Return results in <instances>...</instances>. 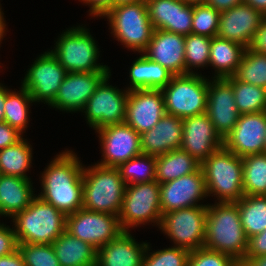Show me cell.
<instances>
[{
  "instance_id": "13",
  "label": "cell",
  "mask_w": 266,
  "mask_h": 266,
  "mask_svg": "<svg viewBox=\"0 0 266 266\" xmlns=\"http://www.w3.org/2000/svg\"><path fill=\"white\" fill-rule=\"evenodd\" d=\"M68 72L51 51L36 58L24 77L22 86L30 93L34 102L50 105Z\"/></svg>"
},
{
  "instance_id": "9",
  "label": "cell",
  "mask_w": 266,
  "mask_h": 266,
  "mask_svg": "<svg viewBox=\"0 0 266 266\" xmlns=\"http://www.w3.org/2000/svg\"><path fill=\"white\" fill-rule=\"evenodd\" d=\"M118 217L124 231L149 222H156L160 226L162 219L160 184L154 180L127 185Z\"/></svg>"
},
{
  "instance_id": "8",
  "label": "cell",
  "mask_w": 266,
  "mask_h": 266,
  "mask_svg": "<svg viewBox=\"0 0 266 266\" xmlns=\"http://www.w3.org/2000/svg\"><path fill=\"white\" fill-rule=\"evenodd\" d=\"M201 73L174 75L161 89L167 114L186 119L206 113L208 79Z\"/></svg>"
},
{
  "instance_id": "34",
  "label": "cell",
  "mask_w": 266,
  "mask_h": 266,
  "mask_svg": "<svg viewBox=\"0 0 266 266\" xmlns=\"http://www.w3.org/2000/svg\"><path fill=\"white\" fill-rule=\"evenodd\" d=\"M29 103H34L30 93L21 85V89L10 91L4 104V122L16 128L22 134L28 127Z\"/></svg>"
},
{
  "instance_id": "56",
  "label": "cell",
  "mask_w": 266,
  "mask_h": 266,
  "mask_svg": "<svg viewBox=\"0 0 266 266\" xmlns=\"http://www.w3.org/2000/svg\"><path fill=\"white\" fill-rule=\"evenodd\" d=\"M234 266H252V265L249 262L242 260V261H236Z\"/></svg>"
},
{
  "instance_id": "4",
  "label": "cell",
  "mask_w": 266,
  "mask_h": 266,
  "mask_svg": "<svg viewBox=\"0 0 266 266\" xmlns=\"http://www.w3.org/2000/svg\"><path fill=\"white\" fill-rule=\"evenodd\" d=\"M12 219L18 243L52 244L66 230V215L38 196Z\"/></svg>"
},
{
  "instance_id": "24",
  "label": "cell",
  "mask_w": 266,
  "mask_h": 266,
  "mask_svg": "<svg viewBox=\"0 0 266 266\" xmlns=\"http://www.w3.org/2000/svg\"><path fill=\"white\" fill-rule=\"evenodd\" d=\"M182 131L183 120L165 113L152 129L140 134L142 153L157 157L179 149Z\"/></svg>"
},
{
  "instance_id": "42",
  "label": "cell",
  "mask_w": 266,
  "mask_h": 266,
  "mask_svg": "<svg viewBox=\"0 0 266 266\" xmlns=\"http://www.w3.org/2000/svg\"><path fill=\"white\" fill-rule=\"evenodd\" d=\"M235 262L229 255L203 247L190 252L188 266H234Z\"/></svg>"
},
{
  "instance_id": "1",
  "label": "cell",
  "mask_w": 266,
  "mask_h": 266,
  "mask_svg": "<svg viewBox=\"0 0 266 266\" xmlns=\"http://www.w3.org/2000/svg\"><path fill=\"white\" fill-rule=\"evenodd\" d=\"M72 150H65L49 163L41 176L37 195L66 216L82 208L83 167Z\"/></svg>"
},
{
  "instance_id": "30",
  "label": "cell",
  "mask_w": 266,
  "mask_h": 266,
  "mask_svg": "<svg viewBox=\"0 0 266 266\" xmlns=\"http://www.w3.org/2000/svg\"><path fill=\"white\" fill-rule=\"evenodd\" d=\"M201 167L189 153L181 148L156 157V181L159 184L196 172Z\"/></svg>"
},
{
  "instance_id": "12",
  "label": "cell",
  "mask_w": 266,
  "mask_h": 266,
  "mask_svg": "<svg viewBox=\"0 0 266 266\" xmlns=\"http://www.w3.org/2000/svg\"><path fill=\"white\" fill-rule=\"evenodd\" d=\"M66 231L98 250L124 230L117 215L80 208L66 216Z\"/></svg>"
},
{
  "instance_id": "26",
  "label": "cell",
  "mask_w": 266,
  "mask_h": 266,
  "mask_svg": "<svg viewBox=\"0 0 266 266\" xmlns=\"http://www.w3.org/2000/svg\"><path fill=\"white\" fill-rule=\"evenodd\" d=\"M31 179L0 175V215L13 218L36 197Z\"/></svg>"
},
{
  "instance_id": "36",
  "label": "cell",
  "mask_w": 266,
  "mask_h": 266,
  "mask_svg": "<svg viewBox=\"0 0 266 266\" xmlns=\"http://www.w3.org/2000/svg\"><path fill=\"white\" fill-rule=\"evenodd\" d=\"M234 77L266 89V54L246 48Z\"/></svg>"
},
{
  "instance_id": "51",
  "label": "cell",
  "mask_w": 266,
  "mask_h": 266,
  "mask_svg": "<svg viewBox=\"0 0 266 266\" xmlns=\"http://www.w3.org/2000/svg\"><path fill=\"white\" fill-rule=\"evenodd\" d=\"M244 2L261 11L266 16V0H244Z\"/></svg>"
},
{
  "instance_id": "21",
  "label": "cell",
  "mask_w": 266,
  "mask_h": 266,
  "mask_svg": "<svg viewBox=\"0 0 266 266\" xmlns=\"http://www.w3.org/2000/svg\"><path fill=\"white\" fill-rule=\"evenodd\" d=\"M182 132L180 148L200 163L223 147V139L206 113L183 119Z\"/></svg>"
},
{
  "instance_id": "7",
  "label": "cell",
  "mask_w": 266,
  "mask_h": 266,
  "mask_svg": "<svg viewBox=\"0 0 266 266\" xmlns=\"http://www.w3.org/2000/svg\"><path fill=\"white\" fill-rule=\"evenodd\" d=\"M104 17H107L111 33L121 45L134 52L145 51L155 30L145 1L115 6Z\"/></svg>"
},
{
  "instance_id": "33",
  "label": "cell",
  "mask_w": 266,
  "mask_h": 266,
  "mask_svg": "<svg viewBox=\"0 0 266 266\" xmlns=\"http://www.w3.org/2000/svg\"><path fill=\"white\" fill-rule=\"evenodd\" d=\"M233 87L237 111L240 115L266 111V89L237 80L226 78Z\"/></svg>"
},
{
  "instance_id": "39",
  "label": "cell",
  "mask_w": 266,
  "mask_h": 266,
  "mask_svg": "<svg viewBox=\"0 0 266 266\" xmlns=\"http://www.w3.org/2000/svg\"><path fill=\"white\" fill-rule=\"evenodd\" d=\"M220 13L207 4H194L192 33L210 38L217 36Z\"/></svg>"
},
{
  "instance_id": "54",
  "label": "cell",
  "mask_w": 266,
  "mask_h": 266,
  "mask_svg": "<svg viewBox=\"0 0 266 266\" xmlns=\"http://www.w3.org/2000/svg\"><path fill=\"white\" fill-rule=\"evenodd\" d=\"M140 1H145V0H113V7L121 4L136 3Z\"/></svg>"
},
{
  "instance_id": "6",
  "label": "cell",
  "mask_w": 266,
  "mask_h": 266,
  "mask_svg": "<svg viewBox=\"0 0 266 266\" xmlns=\"http://www.w3.org/2000/svg\"><path fill=\"white\" fill-rule=\"evenodd\" d=\"M84 27H71L63 32L51 52L68 73L111 71L97 63L99 48L89 29Z\"/></svg>"
},
{
  "instance_id": "40",
  "label": "cell",
  "mask_w": 266,
  "mask_h": 266,
  "mask_svg": "<svg viewBox=\"0 0 266 266\" xmlns=\"http://www.w3.org/2000/svg\"><path fill=\"white\" fill-rule=\"evenodd\" d=\"M150 251V245H147L142 266H188L190 252L179 247H169L158 251Z\"/></svg>"
},
{
  "instance_id": "15",
  "label": "cell",
  "mask_w": 266,
  "mask_h": 266,
  "mask_svg": "<svg viewBox=\"0 0 266 266\" xmlns=\"http://www.w3.org/2000/svg\"><path fill=\"white\" fill-rule=\"evenodd\" d=\"M207 196L205 177L201 167L194 173L160 184L162 214L193 206H203L197 203Z\"/></svg>"
},
{
  "instance_id": "2",
  "label": "cell",
  "mask_w": 266,
  "mask_h": 266,
  "mask_svg": "<svg viewBox=\"0 0 266 266\" xmlns=\"http://www.w3.org/2000/svg\"><path fill=\"white\" fill-rule=\"evenodd\" d=\"M247 246L248 238L241 224L238 205L235 202L208 204L204 248L242 261Z\"/></svg>"
},
{
  "instance_id": "11",
  "label": "cell",
  "mask_w": 266,
  "mask_h": 266,
  "mask_svg": "<svg viewBox=\"0 0 266 266\" xmlns=\"http://www.w3.org/2000/svg\"><path fill=\"white\" fill-rule=\"evenodd\" d=\"M110 77L111 74L101 81L82 110L88 125L94 130L125 121L129 91L110 85Z\"/></svg>"
},
{
  "instance_id": "45",
  "label": "cell",
  "mask_w": 266,
  "mask_h": 266,
  "mask_svg": "<svg viewBox=\"0 0 266 266\" xmlns=\"http://www.w3.org/2000/svg\"><path fill=\"white\" fill-rule=\"evenodd\" d=\"M23 138V134L8 123H0V150L16 144Z\"/></svg>"
},
{
  "instance_id": "17",
  "label": "cell",
  "mask_w": 266,
  "mask_h": 266,
  "mask_svg": "<svg viewBox=\"0 0 266 266\" xmlns=\"http://www.w3.org/2000/svg\"><path fill=\"white\" fill-rule=\"evenodd\" d=\"M110 71L67 73L51 107L66 112L82 111L90 96Z\"/></svg>"
},
{
  "instance_id": "20",
  "label": "cell",
  "mask_w": 266,
  "mask_h": 266,
  "mask_svg": "<svg viewBox=\"0 0 266 266\" xmlns=\"http://www.w3.org/2000/svg\"><path fill=\"white\" fill-rule=\"evenodd\" d=\"M165 113L161 90L138 89L129 91L124 122L139 134L152 129Z\"/></svg>"
},
{
  "instance_id": "10",
  "label": "cell",
  "mask_w": 266,
  "mask_h": 266,
  "mask_svg": "<svg viewBox=\"0 0 266 266\" xmlns=\"http://www.w3.org/2000/svg\"><path fill=\"white\" fill-rule=\"evenodd\" d=\"M207 205L193 206L162 214L160 228L176 247L189 252L203 248Z\"/></svg>"
},
{
  "instance_id": "18",
  "label": "cell",
  "mask_w": 266,
  "mask_h": 266,
  "mask_svg": "<svg viewBox=\"0 0 266 266\" xmlns=\"http://www.w3.org/2000/svg\"><path fill=\"white\" fill-rule=\"evenodd\" d=\"M265 15L246 2L220 13L217 36L249 48Z\"/></svg>"
},
{
  "instance_id": "53",
  "label": "cell",
  "mask_w": 266,
  "mask_h": 266,
  "mask_svg": "<svg viewBox=\"0 0 266 266\" xmlns=\"http://www.w3.org/2000/svg\"><path fill=\"white\" fill-rule=\"evenodd\" d=\"M249 263L252 266H266V256H262L259 258H254L251 261H249Z\"/></svg>"
},
{
  "instance_id": "28",
  "label": "cell",
  "mask_w": 266,
  "mask_h": 266,
  "mask_svg": "<svg viewBox=\"0 0 266 266\" xmlns=\"http://www.w3.org/2000/svg\"><path fill=\"white\" fill-rule=\"evenodd\" d=\"M245 47L218 36L211 38L209 63L215 70L213 78H228L235 75Z\"/></svg>"
},
{
  "instance_id": "23",
  "label": "cell",
  "mask_w": 266,
  "mask_h": 266,
  "mask_svg": "<svg viewBox=\"0 0 266 266\" xmlns=\"http://www.w3.org/2000/svg\"><path fill=\"white\" fill-rule=\"evenodd\" d=\"M185 36L165 30H154L143 54L174 75L185 74Z\"/></svg>"
},
{
  "instance_id": "44",
  "label": "cell",
  "mask_w": 266,
  "mask_h": 266,
  "mask_svg": "<svg viewBox=\"0 0 266 266\" xmlns=\"http://www.w3.org/2000/svg\"><path fill=\"white\" fill-rule=\"evenodd\" d=\"M18 249V242L14 227L0 223V257L13 253Z\"/></svg>"
},
{
  "instance_id": "31",
  "label": "cell",
  "mask_w": 266,
  "mask_h": 266,
  "mask_svg": "<svg viewBox=\"0 0 266 266\" xmlns=\"http://www.w3.org/2000/svg\"><path fill=\"white\" fill-rule=\"evenodd\" d=\"M235 203L247 238L266 229V195H244Z\"/></svg>"
},
{
  "instance_id": "22",
  "label": "cell",
  "mask_w": 266,
  "mask_h": 266,
  "mask_svg": "<svg viewBox=\"0 0 266 266\" xmlns=\"http://www.w3.org/2000/svg\"><path fill=\"white\" fill-rule=\"evenodd\" d=\"M148 16L155 30L179 35L192 33L193 5L184 0H147Z\"/></svg>"
},
{
  "instance_id": "38",
  "label": "cell",
  "mask_w": 266,
  "mask_h": 266,
  "mask_svg": "<svg viewBox=\"0 0 266 266\" xmlns=\"http://www.w3.org/2000/svg\"><path fill=\"white\" fill-rule=\"evenodd\" d=\"M211 38L190 33L185 36V74H196L192 68H203L209 63Z\"/></svg>"
},
{
  "instance_id": "37",
  "label": "cell",
  "mask_w": 266,
  "mask_h": 266,
  "mask_svg": "<svg viewBox=\"0 0 266 266\" xmlns=\"http://www.w3.org/2000/svg\"><path fill=\"white\" fill-rule=\"evenodd\" d=\"M155 169L156 157L143 153L131 158L118 167L120 176L126 186L156 180Z\"/></svg>"
},
{
  "instance_id": "35",
  "label": "cell",
  "mask_w": 266,
  "mask_h": 266,
  "mask_svg": "<svg viewBox=\"0 0 266 266\" xmlns=\"http://www.w3.org/2000/svg\"><path fill=\"white\" fill-rule=\"evenodd\" d=\"M242 160L244 195H266V153L248 155Z\"/></svg>"
},
{
  "instance_id": "46",
  "label": "cell",
  "mask_w": 266,
  "mask_h": 266,
  "mask_svg": "<svg viewBox=\"0 0 266 266\" xmlns=\"http://www.w3.org/2000/svg\"><path fill=\"white\" fill-rule=\"evenodd\" d=\"M90 6V14L94 17H104L112 8L113 0H79Z\"/></svg>"
},
{
  "instance_id": "16",
  "label": "cell",
  "mask_w": 266,
  "mask_h": 266,
  "mask_svg": "<svg viewBox=\"0 0 266 266\" xmlns=\"http://www.w3.org/2000/svg\"><path fill=\"white\" fill-rule=\"evenodd\" d=\"M266 137V111L242 114L223 139V146L240 157L263 153Z\"/></svg>"
},
{
  "instance_id": "55",
  "label": "cell",
  "mask_w": 266,
  "mask_h": 266,
  "mask_svg": "<svg viewBox=\"0 0 266 266\" xmlns=\"http://www.w3.org/2000/svg\"><path fill=\"white\" fill-rule=\"evenodd\" d=\"M188 4H206L207 0H184Z\"/></svg>"
},
{
  "instance_id": "5",
  "label": "cell",
  "mask_w": 266,
  "mask_h": 266,
  "mask_svg": "<svg viewBox=\"0 0 266 266\" xmlns=\"http://www.w3.org/2000/svg\"><path fill=\"white\" fill-rule=\"evenodd\" d=\"M208 196L218 202H238L243 196V160L224 146L201 163Z\"/></svg>"
},
{
  "instance_id": "49",
  "label": "cell",
  "mask_w": 266,
  "mask_h": 266,
  "mask_svg": "<svg viewBox=\"0 0 266 266\" xmlns=\"http://www.w3.org/2000/svg\"><path fill=\"white\" fill-rule=\"evenodd\" d=\"M244 2V0H207L206 4L222 12Z\"/></svg>"
},
{
  "instance_id": "3",
  "label": "cell",
  "mask_w": 266,
  "mask_h": 266,
  "mask_svg": "<svg viewBox=\"0 0 266 266\" xmlns=\"http://www.w3.org/2000/svg\"><path fill=\"white\" fill-rule=\"evenodd\" d=\"M91 166L83 168L82 208L118 216L126 188L118 168Z\"/></svg>"
},
{
  "instance_id": "27",
  "label": "cell",
  "mask_w": 266,
  "mask_h": 266,
  "mask_svg": "<svg viewBox=\"0 0 266 266\" xmlns=\"http://www.w3.org/2000/svg\"><path fill=\"white\" fill-rule=\"evenodd\" d=\"M60 266H96L97 249L66 230L52 243Z\"/></svg>"
},
{
  "instance_id": "25",
  "label": "cell",
  "mask_w": 266,
  "mask_h": 266,
  "mask_svg": "<svg viewBox=\"0 0 266 266\" xmlns=\"http://www.w3.org/2000/svg\"><path fill=\"white\" fill-rule=\"evenodd\" d=\"M148 243H137L130 230L97 250L96 266H142Z\"/></svg>"
},
{
  "instance_id": "47",
  "label": "cell",
  "mask_w": 266,
  "mask_h": 266,
  "mask_svg": "<svg viewBox=\"0 0 266 266\" xmlns=\"http://www.w3.org/2000/svg\"><path fill=\"white\" fill-rule=\"evenodd\" d=\"M249 48L254 52L266 54V16L264 17L259 29L256 31Z\"/></svg>"
},
{
  "instance_id": "32",
  "label": "cell",
  "mask_w": 266,
  "mask_h": 266,
  "mask_svg": "<svg viewBox=\"0 0 266 266\" xmlns=\"http://www.w3.org/2000/svg\"><path fill=\"white\" fill-rule=\"evenodd\" d=\"M32 147L22 138L16 144L0 150V174L28 178L26 172L31 168Z\"/></svg>"
},
{
  "instance_id": "41",
  "label": "cell",
  "mask_w": 266,
  "mask_h": 266,
  "mask_svg": "<svg viewBox=\"0 0 266 266\" xmlns=\"http://www.w3.org/2000/svg\"><path fill=\"white\" fill-rule=\"evenodd\" d=\"M25 266H60L52 244L18 243Z\"/></svg>"
},
{
  "instance_id": "52",
  "label": "cell",
  "mask_w": 266,
  "mask_h": 266,
  "mask_svg": "<svg viewBox=\"0 0 266 266\" xmlns=\"http://www.w3.org/2000/svg\"><path fill=\"white\" fill-rule=\"evenodd\" d=\"M6 24H5V20L3 17V12H2V8L0 6V42L3 39V36H5L4 34H6ZM1 44V43H0Z\"/></svg>"
},
{
  "instance_id": "19",
  "label": "cell",
  "mask_w": 266,
  "mask_h": 266,
  "mask_svg": "<svg viewBox=\"0 0 266 266\" xmlns=\"http://www.w3.org/2000/svg\"><path fill=\"white\" fill-rule=\"evenodd\" d=\"M212 79H208L206 114L224 139L235 127L240 114L236 108L232 84L226 78Z\"/></svg>"
},
{
  "instance_id": "57",
  "label": "cell",
  "mask_w": 266,
  "mask_h": 266,
  "mask_svg": "<svg viewBox=\"0 0 266 266\" xmlns=\"http://www.w3.org/2000/svg\"><path fill=\"white\" fill-rule=\"evenodd\" d=\"M263 153H266V137H265V145H264V151Z\"/></svg>"
},
{
  "instance_id": "48",
  "label": "cell",
  "mask_w": 266,
  "mask_h": 266,
  "mask_svg": "<svg viewBox=\"0 0 266 266\" xmlns=\"http://www.w3.org/2000/svg\"><path fill=\"white\" fill-rule=\"evenodd\" d=\"M0 266H25L23 257L17 249L11 254L0 257Z\"/></svg>"
},
{
  "instance_id": "14",
  "label": "cell",
  "mask_w": 266,
  "mask_h": 266,
  "mask_svg": "<svg viewBox=\"0 0 266 266\" xmlns=\"http://www.w3.org/2000/svg\"><path fill=\"white\" fill-rule=\"evenodd\" d=\"M99 134L102 157L96 164L118 168L131 158L142 154L140 134L127 123L102 127Z\"/></svg>"
},
{
  "instance_id": "29",
  "label": "cell",
  "mask_w": 266,
  "mask_h": 266,
  "mask_svg": "<svg viewBox=\"0 0 266 266\" xmlns=\"http://www.w3.org/2000/svg\"><path fill=\"white\" fill-rule=\"evenodd\" d=\"M174 74L159 63L149 60L143 53L137 58L129 71L130 87L128 91L138 89H163Z\"/></svg>"
},
{
  "instance_id": "43",
  "label": "cell",
  "mask_w": 266,
  "mask_h": 266,
  "mask_svg": "<svg viewBox=\"0 0 266 266\" xmlns=\"http://www.w3.org/2000/svg\"><path fill=\"white\" fill-rule=\"evenodd\" d=\"M262 256H266V229L248 238V246L244 261L249 262L254 258Z\"/></svg>"
},
{
  "instance_id": "50",
  "label": "cell",
  "mask_w": 266,
  "mask_h": 266,
  "mask_svg": "<svg viewBox=\"0 0 266 266\" xmlns=\"http://www.w3.org/2000/svg\"><path fill=\"white\" fill-rule=\"evenodd\" d=\"M10 89H6L2 84H0V123L4 122V104L6 101L7 94Z\"/></svg>"
}]
</instances>
